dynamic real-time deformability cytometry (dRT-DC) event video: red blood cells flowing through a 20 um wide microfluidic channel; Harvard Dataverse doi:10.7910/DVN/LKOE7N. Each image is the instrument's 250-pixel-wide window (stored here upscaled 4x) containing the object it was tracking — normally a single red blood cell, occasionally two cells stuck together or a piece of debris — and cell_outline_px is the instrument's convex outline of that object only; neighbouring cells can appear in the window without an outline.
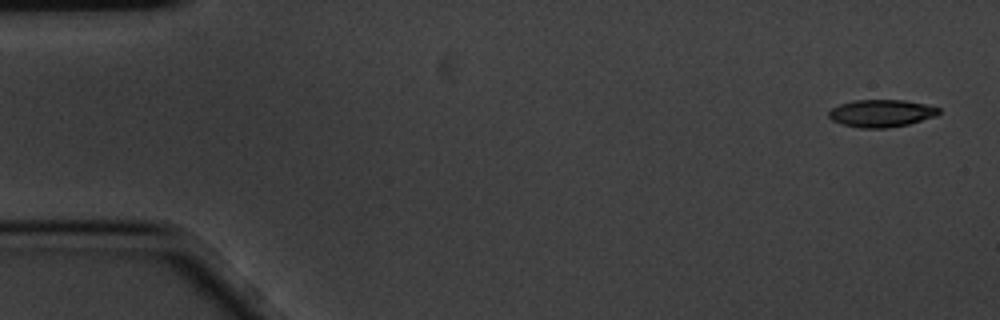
{"species": "common noctule bat (a hibernating species)", "species_latin": "Nyctalus noctula", "temperature_condition": "cold", "stored_images_in_passage": 4, "camera_frame_rate_fps": 3000, "um_per_image_px": 0.085, "animal": {"sex": "male", "body_mass_g": 20.1, "forearm_length_mm": 53.5}, "frame": {"image": 1, "passage_image": 1, "time_ms": 0.0, "image_size_px": [1000, 320], "cell_outline_px": [[940, 112], [936, 116], [908, 124], [884, 128], [860, 128], [844, 124], [832, 120], [828, 116], [828, 112], [832, 108], [840, 104], [852, 100], [904, 100], [924, 104], [940, 108]], "centroid_in_image_um": [74.9, 9.62], "position_along_channel_um": 10.1, "area_um2": 17.46}}
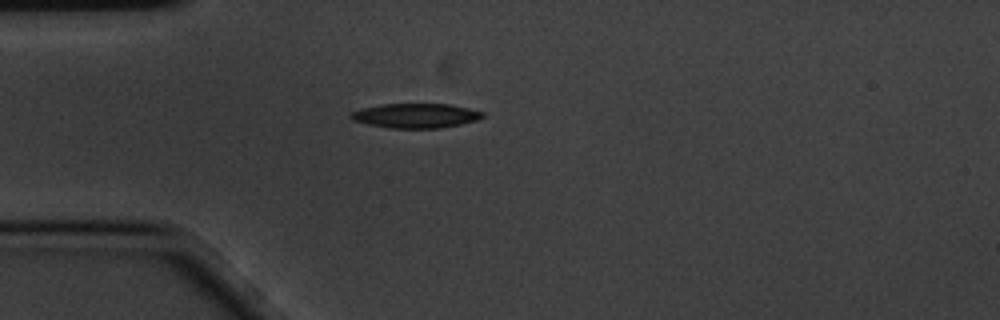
{"frame": {"image": 2, "passage_image": 4, "time_ms": 1.0, "image_size_px": [1000, 320], "cell_outline_px": [[484, 116], [476, 120], [460, 124], [440, 128], [388, 128], [368, 124], [352, 120], [348, 116], [352, 112], [360, 108], [380, 104], [452, 104], [484, 112]], "centroid_in_image_um": [35.3, 9.83], "position_along_channel_um": 49.7, "area_um2": 18.9}}